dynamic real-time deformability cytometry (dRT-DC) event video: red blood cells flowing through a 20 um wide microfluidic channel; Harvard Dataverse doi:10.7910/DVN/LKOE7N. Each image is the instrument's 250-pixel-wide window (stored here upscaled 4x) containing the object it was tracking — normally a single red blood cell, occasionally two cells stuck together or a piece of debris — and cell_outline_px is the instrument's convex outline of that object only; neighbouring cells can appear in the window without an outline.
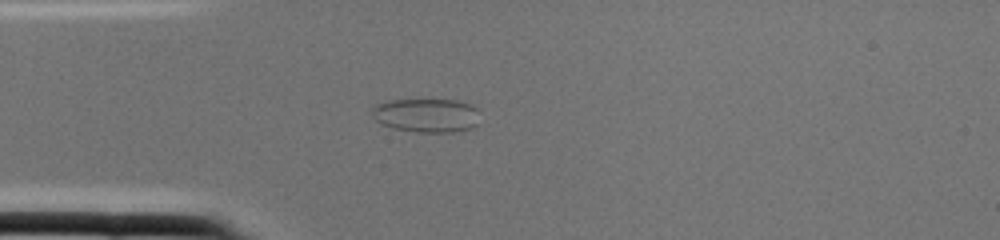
{"species": "common noctule bat (a hibernating species)", "species_latin": "Nyctalus noctula", "temperature_condition": "cold", "stored_images_in_passage": 1, "camera_frame_rate_fps": 3000, "um_per_image_px": 0.085, "animal": {"sex": "female", "body_mass_g": 22.0, "forearm_length_mm": 56.7}, "frame": {"image": 1, "passage_image": 1, "time_ms": 0.0, "image_size_px": [1000, 240], "cell_outline_px": [[476, 124], [472, 128], [452, 132], [416, 132], [392, 128], [380, 124], [372, 116], [372, 108], [376, 104], [388, 100], [456, 100], [468, 104], [476, 108]], "centroid_in_image_um": [36.18, 9.81], "position_along_channel_um": 48.8, "area_um2": 21.15}}